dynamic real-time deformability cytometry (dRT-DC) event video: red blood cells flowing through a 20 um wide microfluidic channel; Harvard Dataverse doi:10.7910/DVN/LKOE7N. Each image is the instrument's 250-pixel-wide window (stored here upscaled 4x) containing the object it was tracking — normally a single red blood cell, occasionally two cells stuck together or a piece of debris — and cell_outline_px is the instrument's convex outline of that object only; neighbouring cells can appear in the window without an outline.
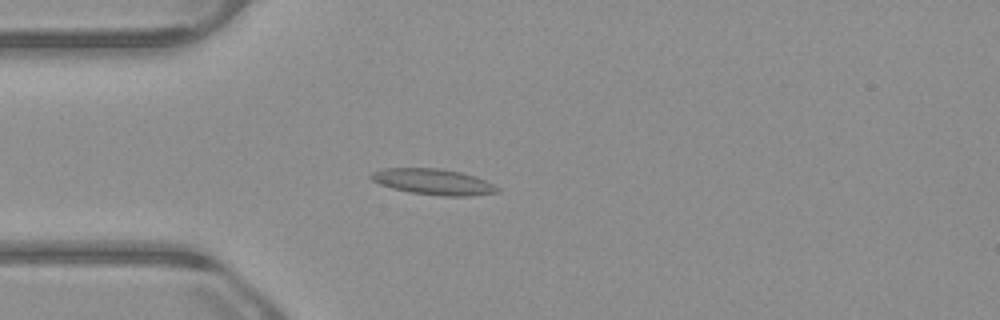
{"species": "common noctule bat (a hibernating species)", "species_latin": "Nyctalus noctula", "temperature_condition": "warm", "stored_images_in_passage": 43, "camera_frame_rate_fps": 3000, "um_per_image_px": 0.085, "animal": {"sex": "male", "body_mass_g": 23.1, "forearm_length_mm": 52.7}, "frame": {"image": 1, "passage_image": 4, "time_ms": 1.0, "image_size_px": [1000, 320], "cell_outline_px": [[500, 192], [472, 196], [440, 196], [408, 192], [392, 188], [380, 184], [372, 180], [368, 176], [372, 172], [384, 168], [440, 168], [460, 172], [476, 176], [500, 188]], "centroid_in_image_um": [36.83, 15.46], "position_along_channel_um": 48.2, "area_um2": 19.19}}
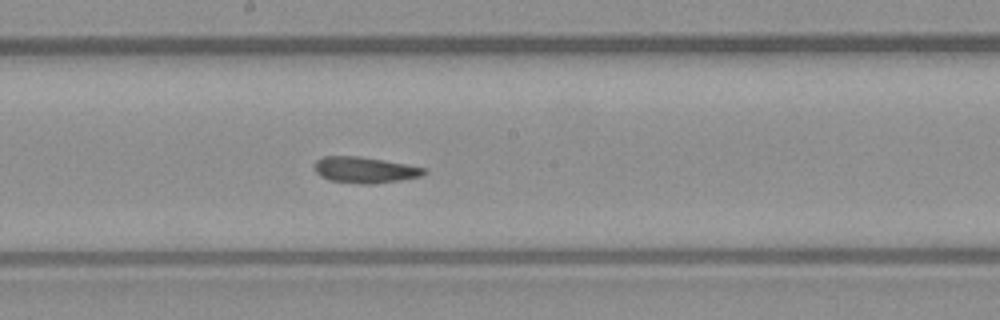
{"frame": {"image": 2, "passage_image": 18, "time_ms": 5.667, "image_size_px": [1000, 320], "cell_outline_px": [[428, 172], [420, 176], [400, 180], [372, 184], [360, 184], [328, 180], [320, 176], [316, 172], [316, 160], [324, 156], [360, 156], [384, 160], [428, 168]], "centroid_in_image_um": [31.04, 14.44], "position_along_channel_um": 217.2, "area_um2": 16.7}}
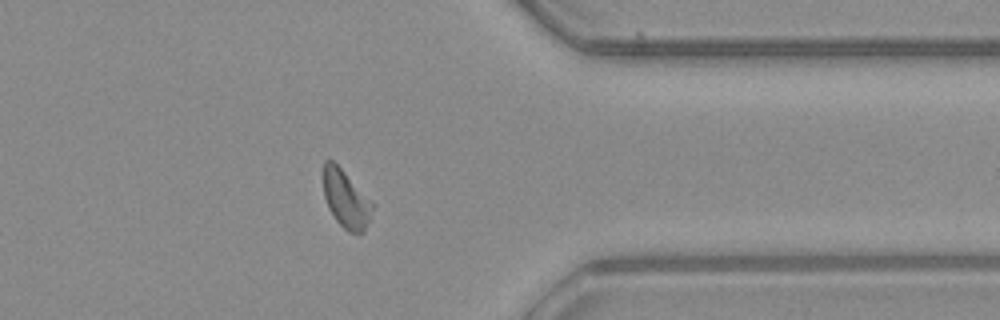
{"frame": {"image": 3, "passage_image": 32, "time_ms": 10.333, "image_size_px": [1000, 320], "cell_outline_px": [[372, 208], [364, 232], [360, 236], [348, 232], [336, 220], [328, 208], [324, 196], [324, 160], [332, 160], [372, 200]], "centroid_in_image_um": [29.4, 16.96], "position_along_channel_um": 382.0, "area_um2": 16.3}, "authors_computed_cell_mechanics": {"area_um2": 16.7042, "velocity_mm_per_s": 3.8399, "shape_relaxation_time_tau1_ms": null, "shape_relaxation_time_tau2_ms": 5.999, "deformation_change_tau1": null, "deformation_change_tau2": 0.1244}}